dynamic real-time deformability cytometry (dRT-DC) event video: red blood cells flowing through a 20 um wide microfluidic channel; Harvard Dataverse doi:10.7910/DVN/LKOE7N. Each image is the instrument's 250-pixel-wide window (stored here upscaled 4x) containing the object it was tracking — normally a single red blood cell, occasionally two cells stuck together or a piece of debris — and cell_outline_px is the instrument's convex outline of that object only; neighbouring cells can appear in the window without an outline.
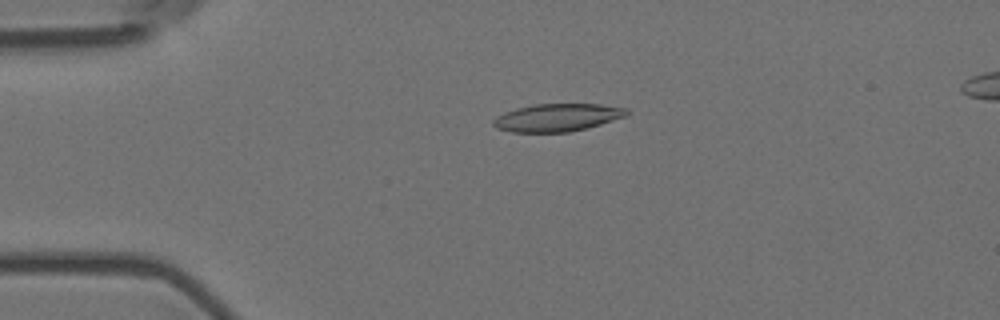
{"species": "Egyptian fruit bat (a non-hibernating species)", "species_latin": "Rousettus aegyptiacus", "temperature_condition": "room temperature", "stored_images_in_passage": 3, "segment_of_instrument_passage": [1, 2], "camera_frame_rate_fps": 3000, "um_per_image_px": 0.085, "animal": {"sex": "female"}, "frame": {"image": 1, "passage_image": 1, "time_ms": 0.0, "image_size_px": [1000, 320], "cell_outline_px": [[628, 116], [600, 124], [568, 132], [512, 132], [496, 128], [492, 124], [492, 120], [496, 116], [504, 112], [516, 108], [536, 104], [600, 104], [628, 108]], "centroid_in_image_um": [47.36, 9.98], "position_along_channel_um": 37.6, "area_um2": 21.56}}